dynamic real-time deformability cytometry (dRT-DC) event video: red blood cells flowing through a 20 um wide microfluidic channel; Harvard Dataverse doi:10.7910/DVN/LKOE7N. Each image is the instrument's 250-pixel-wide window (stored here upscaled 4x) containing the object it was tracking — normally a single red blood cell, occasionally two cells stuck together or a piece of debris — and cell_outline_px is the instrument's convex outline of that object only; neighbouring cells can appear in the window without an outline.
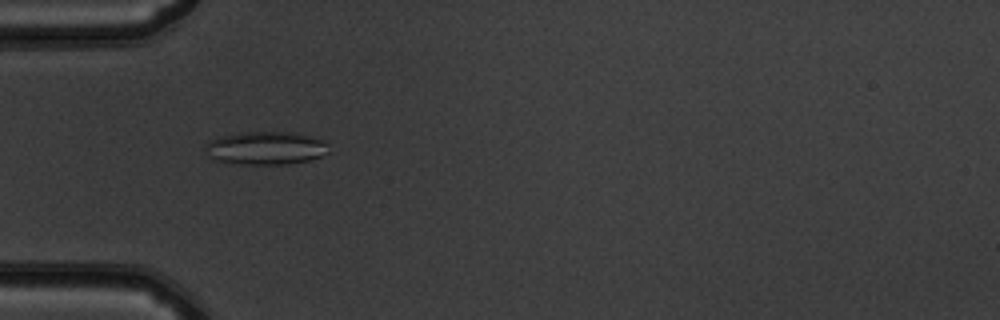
{"species": "common noctule bat (a hibernating species)", "species_latin": "Nyctalus noctula", "temperature_condition": "warm", "stored_images_in_passage": 52, "camera_frame_rate_fps": 3000, "um_per_image_px": 0.085, "animal": {"sex": "male", "body_mass_g": 19.5, "forearm_length_mm": 54.6}, "frame": {"image": 1, "passage_image": 17, "time_ms": 5.333, "image_size_px": [1000, 320], "cell_outline_px": [[328, 152], [312, 160], [288, 164], [224, 164], [212, 160], [208, 156], [204, 148], [208, 140], [220, 136], [240, 132], [300, 132], [320, 140], [324, 144]], "centroid_in_image_um": [22.48, 12.6], "position_along_channel_um": 62.5, "area_um2": 24.22}}
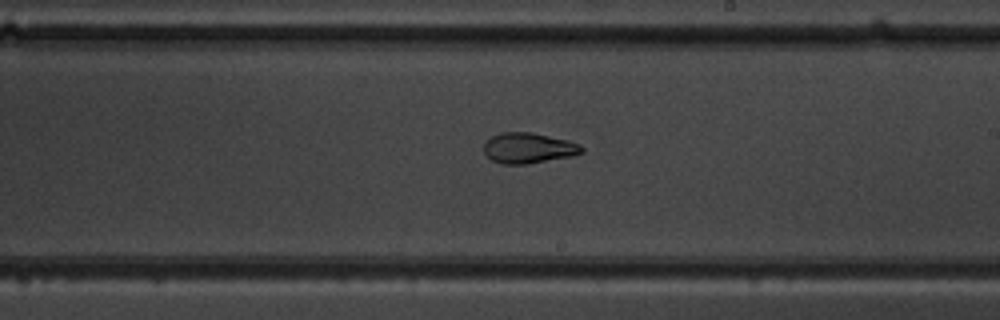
{"frame": {"image": 2, "passage_image": 31, "time_ms": 10.0, "image_size_px": [1000, 320], "cell_outline_px": [[584, 152], [572, 156], [528, 164], [500, 164], [492, 160], [484, 152], [484, 144], [492, 136], [500, 132], [532, 132], [580, 144], [584, 148]], "centroid_in_image_um": [44.91, 12.59], "position_along_channel_um": 244.1, "area_um2": 17.34}}
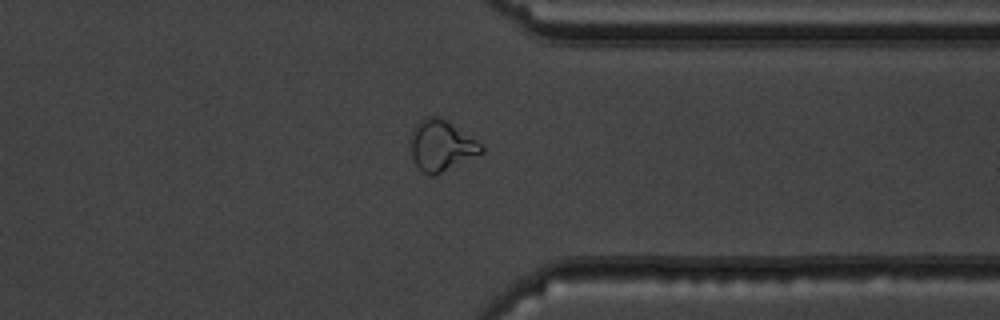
{"frame": {"image": 3, "passage_image": 41, "time_ms": 13.333, "image_size_px": [1000, 320], "cell_outline_px": [[484, 152], [432, 176], [424, 172], [416, 164], [412, 156], [412, 128], [424, 116], [436, 116], [444, 120], [476, 140], [484, 148]], "centroid_in_image_um": [37.5, 12.36], "position_along_channel_um": 373.9, "area_um2": 20.17}, "authors_computed_cell_mechanics": {"area_um2": 22.7732, "velocity_mm_per_s": 3.9472, "shape_relaxation_time_tau1_ms": null, "shape_relaxation_time_tau2_ms": 1.1814, "deformation_change_tau1": null, "deformation_change_tau2": 0.0477}}